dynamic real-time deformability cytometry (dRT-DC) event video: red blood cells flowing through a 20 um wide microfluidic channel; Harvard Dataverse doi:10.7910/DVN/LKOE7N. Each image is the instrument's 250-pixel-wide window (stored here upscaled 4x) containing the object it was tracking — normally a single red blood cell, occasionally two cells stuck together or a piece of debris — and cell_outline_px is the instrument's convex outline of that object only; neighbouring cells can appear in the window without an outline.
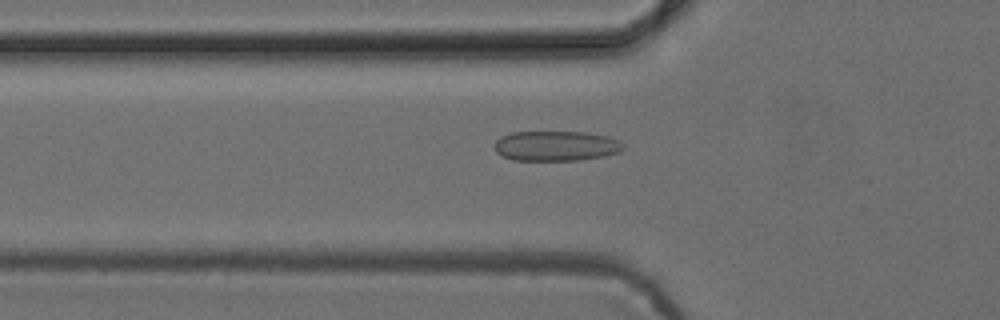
{"species": "common noctule bat (a hibernating species)", "species_latin": "Nyctalus noctula", "temperature_condition": "cold", "stored_images_in_passage": 50, "camera_frame_rate_fps": 3000, "um_per_image_px": 0.085, "animal": {"sex": "female", "body_mass_g": 24.6, "forearm_length_mm": 56.2}, "frame": {"image": 1, "passage_image": 18, "time_ms": 5.667, "image_size_px": [1000, 320], "cell_outline_px": [[624, 148], [620, 152], [604, 156], [580, 160], [512, 160], [496, 152], [496, 140], [500, 136], [512, 132], [584, 132], [608, 136], [620, 140], [624, 144]], "centroid_in_image_um": [47.3, 12.4], "position_along_channel_um": 78.5, "area_um2": 22.6}}
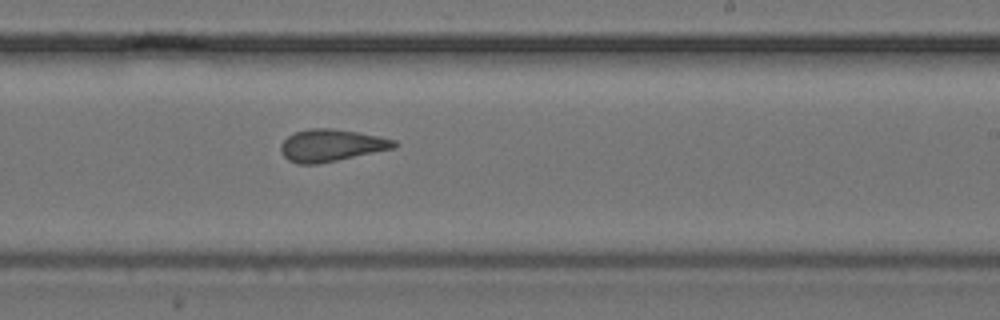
{"frame": {"image": 2, "passage_image": 32, "time_ms": 10.333, "image_size_px": [1000, 320], "cell_outline_px": [[400, 144], [396, 148], [320, 164], [296, 164], [288, 160], [280, 152], [280, 144], [288, 136], [296, 132], [308, 128], [332, 128], [356, 132], [396, 140]], "centroid_in_image_um": [28.16, 12.37], "position_along_channel_um": 260.8, "area_um2": 21.44}}
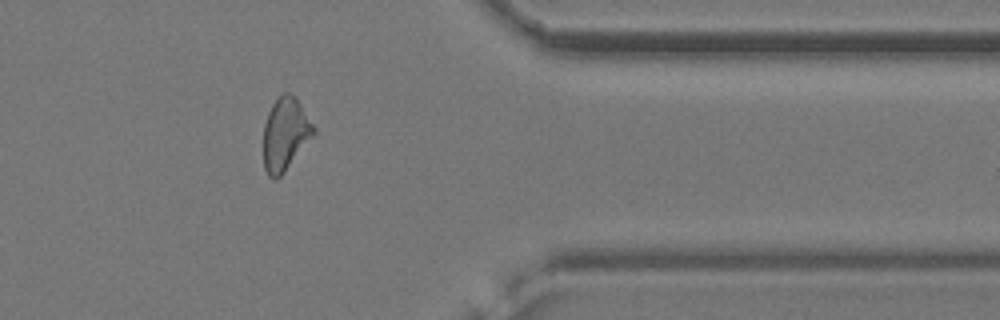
{"frame": {"image": 3, "passage_image": 43, "time_ms": 14.0, "image_size_px": [1000, 320], "cell_outline_px": [[316, 132], [284, 172], [276, 180], [272, 180], [268, 176], [264, 168], [264, 124], [268, 112], [276, 96], [284, 92], [288, 92], [296, 96], [316, 128]], "centroid_in_image_um": [24.25, 11.37], "position_along_channel_um": 387.2, "area_um2": 21.5}}